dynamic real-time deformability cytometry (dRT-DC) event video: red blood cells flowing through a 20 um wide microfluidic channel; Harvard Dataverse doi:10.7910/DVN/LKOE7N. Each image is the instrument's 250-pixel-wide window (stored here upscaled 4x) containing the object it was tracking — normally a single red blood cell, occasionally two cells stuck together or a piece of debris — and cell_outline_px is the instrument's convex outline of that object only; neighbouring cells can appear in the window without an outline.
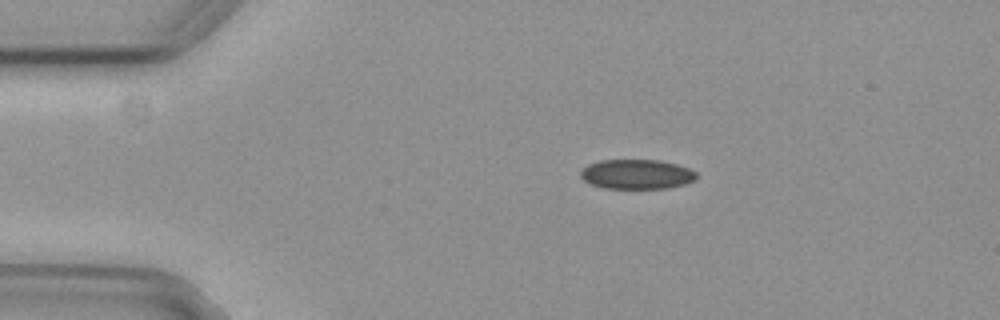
{"species": "common noctule bat (a hibernating species)", "species_latin": "Nyctalus noctula", "temperature_condition": "cold", "stored_images_in_passage": 46, "camera_frame_rate_fps": 3000, "um_per_image_px": 0.085, "animal": {"sex": "female", "body_mass_g": 29.2, "forearm_length_mm": 56.3}, "frame": {"image": 1, "passage_image": 1, "time_ms": 0.0, "image_size_px": [1000, 320], "cell_outline_px": [[696, 180], [684, 184], [668, 188], [604, 188], [592, 184], [584, 180], [580, 176], [580, 172], [588, 164], [600, 160], [660, 160], [676, 164], [688, 168], [696, 172]], "centroid_in_image_um": [54.12, 14.8], "position_along_channel_um": 30.9, "area_um2": 19.94}}
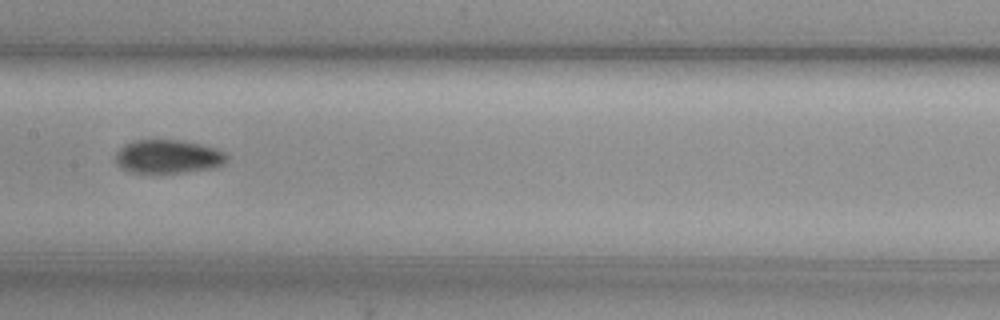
{"frame": {"image": 2, "passage_image": 18, "time_ms": 5.667, "image_size_px": [1000, 320], "cell_outline_px": [[228, 160], [224, 164], [212, 168], [184, 172], [128, 172], [120, 168], [116, 164], [116, 152], [124, 144], [136, 140], [176, 140], [200, 144], [216, 148], [224, 152], [228, 156]], "centroid_in_image_um": [14.28, 13.31], "position_along_channel_um": 193.1, "area_um2": 21.73}}
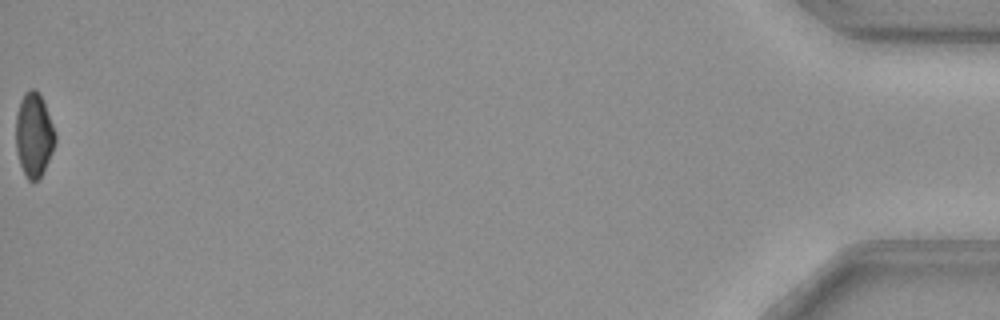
{"frame": {"image": 3, "passage_image": 46, "time_ms": 15.0, "image_size_px": [1000, 320], "cell_outline_px": [[56, 140], [52, 152], [40, 176], [36, 180], [28, 180], [24, 176], [16, 152], [16, 116], [20, 100], [24, 92], [28, 88], [32, 88], [40, 96], [44, 104], [56, 132]], "centroid_in_image_um": [2.86, 11.46], "position_along_channel_um": 432.3, "area_um2": 19.13}, "authors_computed_cell_mechanics": {"area_um2": 21.3571, "velocity_mm_per_s": 3.7294, "shape_relaxation_time_tau1_ms": 9.326, "shape_relaxation_time_tau2_ms": null, "deformation_change_tau1": 0.1143, "deformation_change_tau2": null}}